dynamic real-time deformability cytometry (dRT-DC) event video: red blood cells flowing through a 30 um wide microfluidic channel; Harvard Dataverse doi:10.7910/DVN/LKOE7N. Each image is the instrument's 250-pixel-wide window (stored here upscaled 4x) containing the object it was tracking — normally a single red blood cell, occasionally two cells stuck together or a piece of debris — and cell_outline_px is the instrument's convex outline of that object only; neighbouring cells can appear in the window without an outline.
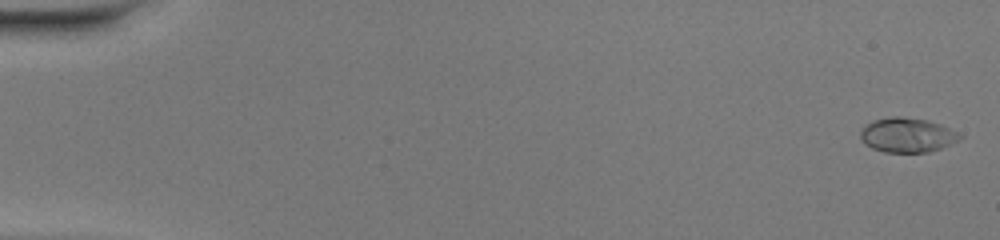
{"species": "common noctule bat (a hibernating species)", "species_latin": "Nyctalus noctula", "temperature_condition": "warm", "stored_images_in_passage": 50, "camera_frame_rate_fps": 3000, "um_per_image_px": 0.085, "animal": {"sex": "female", "body_mass_g": 20.0, "forearm_length_mm": 54.0}, "frame": {"image": 1, "passage_image": 1, "time_ms": 0.0, "image_size_px": [1000, 240], "cell_outline_px": [[964, 136], [960, 140], [940, 148], [928, 152], [884, 152], [872, 148], [864, 144], [860, 140], [860, 132], [872, 120], [888, 116], [900, 116], [928, 120], [940, 124]], "centroid_in_image_um": [77.09, 11.47], "position_along_channel_um": 7.9, "area_um2": 20.06}}
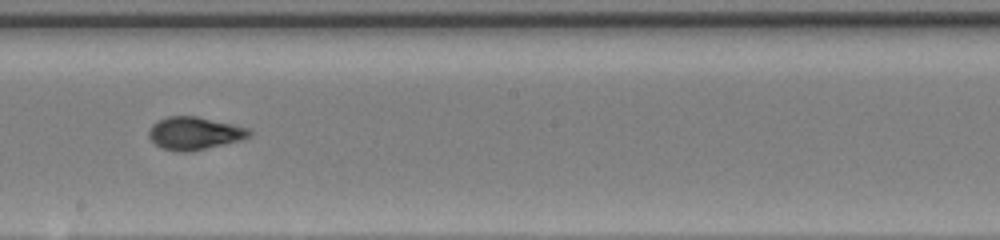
{"frame": {"image": 2, "passage_image": 29, "time_ms": 9.333, "image_size_px": [1000, 240], "cell_outline_px": [[252, 136], [240, 140], [224, 144], [188, 152], [180, 152], [160, 148], [148, 136], [148, 128], [156, 120], [168, 116], [196, 116], [252, 128]], "centroid_in_image_um": [16.53, 11.32], "position_along_channel_um": 231.7, "area_um2": 19.42}}
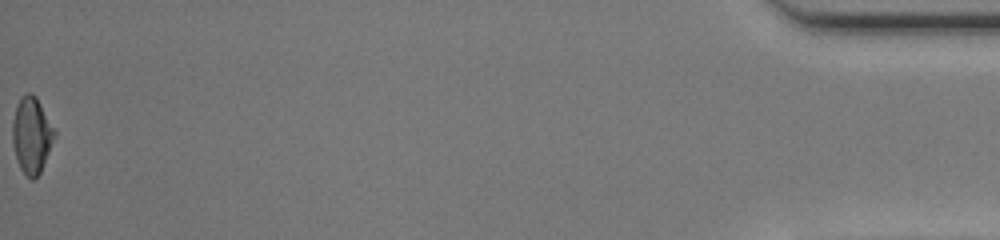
{"frame": {"image": 3, "passage_image": 50, "time_ms": 16.333, "image_size_px": [1000, 240], "cell_outline_px": [[56, 136], [40, 172], [32, 180], [20, 168], [16, 156], [12, 140], [12, 124], [16, 108], [20, 96], [28, 92], [32, 92], [36, 96], [56, 132]], "centroid_in_image_um": [2.69, 11.45], "position_along_channel_um": 432.5, "area_um2": 18.44}, "authors_computed_cell_mechanics": {"area_um2": 18.7561, "velocity_mm_per_s": 4.2209, "shape_relaxation_time_tau1_ms": 3.4933, "shape_relaxation_time_tau2_ms": 0.8749, "deformation_change_tau1": 0.2085, "deformation_change_tau2": 0.0562}}